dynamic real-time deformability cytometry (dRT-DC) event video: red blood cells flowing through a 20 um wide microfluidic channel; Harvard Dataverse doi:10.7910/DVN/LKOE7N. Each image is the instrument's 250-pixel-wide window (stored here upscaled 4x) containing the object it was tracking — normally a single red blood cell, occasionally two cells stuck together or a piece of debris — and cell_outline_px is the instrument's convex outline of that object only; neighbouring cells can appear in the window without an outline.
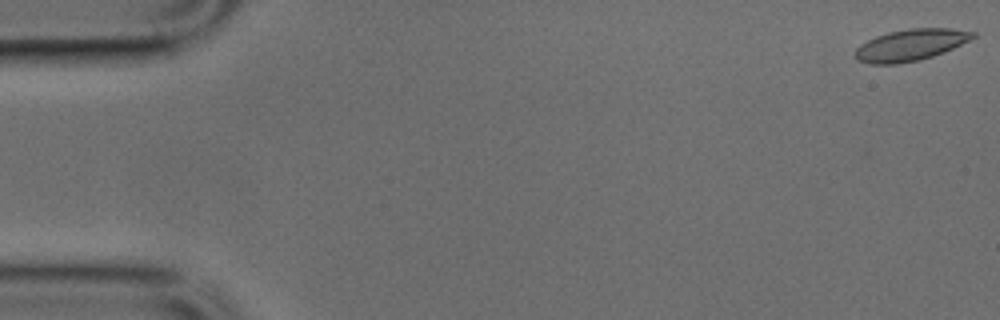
{"species": "common noctule bat (a hibernating species)", "species_latin": "Nyctalus noctula", "temperature_condition": "cold", "stored_images_in_passage": 50, "camera_frame_rate_fps": 3000, "um_per_image_px": 0.085, "animal": {"sex": "male", "body_mass_g": 17.9, "forearm_length_mm": 54.2}, "frame": {"image": 1, "passage_image": 1, "time_ms": 0.0, "image_size_px": [1000, 320], "cell_outline_px": [[976, 36], [944, 52], [920, 60], [896, 64], [868, 64], [860, 60], [856, 56], [856, 48], [860, 44], [876, 36], [888, 32], [908, 28], [952, 28], [976, 32]], "centroid_in_image_um": [77.4, 3.81], "position_along_channel_um": 7.6, "area_um2": 21.5}}
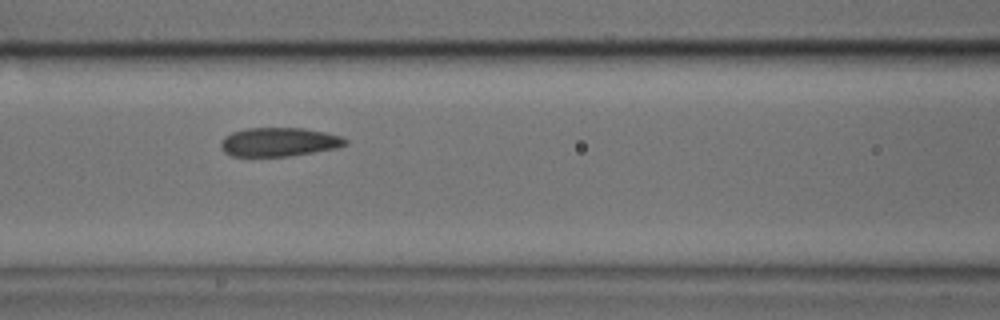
{"frame": {"image": 2, "passage_image": 21, "time_ms": 6.667, "image_size_px": [1000, 320], "cell_outline_px": [[348, 144], [336, 148], [288, 156], [232, 156], [224, 152], [220, 148], [220, 140], [224, 136], [232, 132], [248, 128], [304, 128], [324, 132], [340, 136], [348, 140]], "centroid_in_image_um": [23.68, 12.07], "position_along_channel_um": 142.9, "area_um2": 20.92}}
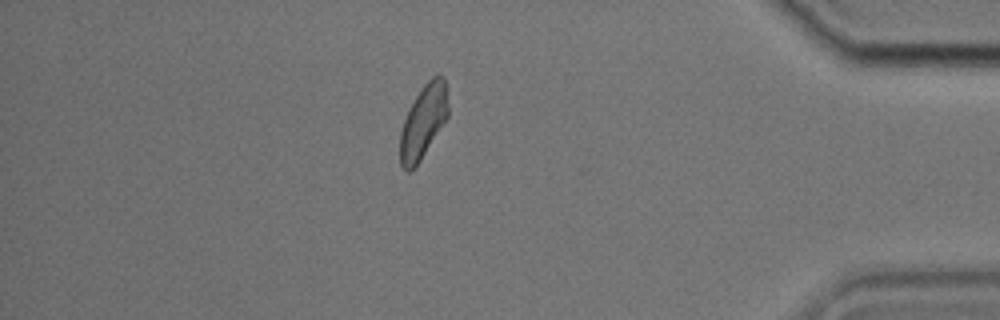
{"frame": {"image": 3, "passage_image": 43, "time_ms": 14.0, "image_size_px": [1000, 320], "cell_outline_px": [[448, 116], [420, 160], [408, 172], [400, 164], [400, 132], [408, 108], [424, 84], [436, 72], [440, 72], [444, 76], [448, 108]], "centroid_in_image_um": [35.98, 10.27], "position_along_channel_um": 399.2, "area_um2": 20.35}}